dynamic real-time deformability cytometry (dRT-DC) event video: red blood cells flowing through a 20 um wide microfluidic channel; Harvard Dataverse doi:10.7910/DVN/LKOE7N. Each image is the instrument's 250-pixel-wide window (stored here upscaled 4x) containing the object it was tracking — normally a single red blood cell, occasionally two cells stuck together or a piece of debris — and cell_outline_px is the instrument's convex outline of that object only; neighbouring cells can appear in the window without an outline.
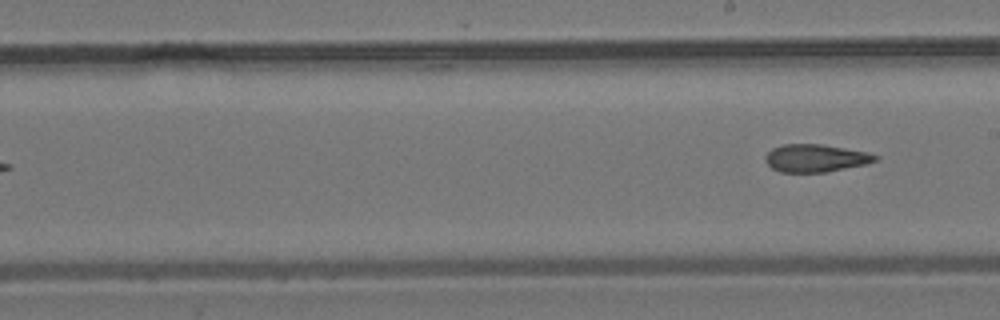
{"species": "common noctule bat (a hibernating species)", "species_latin": "Nyctalus noctula", "temperature_condition": "room temperature", "stored_images_in_passage": 7, "segment_of_instrument_passage": [2, 2], "camera_frame_rate_fps": 3000, "um_per_image_px": 0.085, "animal": {"sex": "male", "body_mass_g": 19.2, "forearm_length_mm": 51.8}, "frame": {"image": 1, "passage_image": 7, "time_ms": 7.0, "image_size_px": [1000, 320], "cell_outline_px": [[880, 156], [876, 160], [864, 164], [824, 172], [780, 172], [772, 168], [764, 160], [764, 156], [772, 148], [784, 144], [820, 144], [868, 152]], "centroid_in_image_um": [69.29, 13.43], "position_along_channel_um": 219.7, "area_um2": 17.57}}